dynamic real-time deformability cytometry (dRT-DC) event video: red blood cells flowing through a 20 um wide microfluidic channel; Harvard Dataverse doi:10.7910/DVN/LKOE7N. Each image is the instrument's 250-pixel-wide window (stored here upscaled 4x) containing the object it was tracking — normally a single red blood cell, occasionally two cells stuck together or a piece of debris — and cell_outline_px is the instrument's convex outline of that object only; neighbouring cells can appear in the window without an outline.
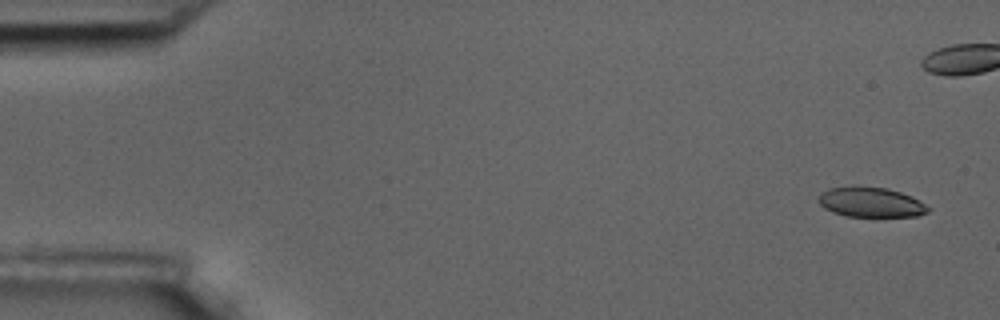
{"species": "common noctule bat (a hibernating species)", "species_latin": "Nyctalus noctula", "temperature_condition": "room temperature", "stored_images_in_passage": 6, "camera_frame_rate_fps": 3000, "um_per_image_px": 0.085, "animal": {"sex": "male", "body_mass_g": 17.5, "forearm_length_mm": 52.3}, "frame": {"image": 1, "passage_image": 1, "time_ms": 0.0, "image_size_px": [1000, 320], "cell_outline_px": [[932, 208], [928, 212], [916, 216], [844, 216], [832, 212], [824, 208], [816, 200], [820, 192], [828, 188], [852, 184], [856, 184], [888, 188], [912, 196], [920, 200]], "centroid_in_image_um": [73.98, 17.15], "position_along_channel_um": 11.0, "area_um2": 19.83}}
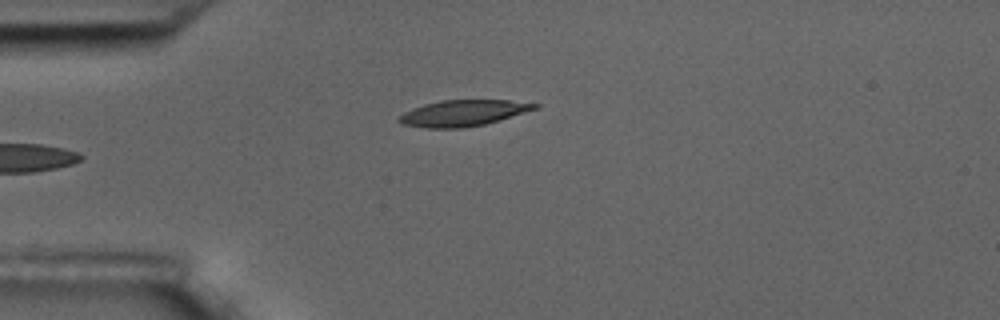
{"frame": {"image": 2, "passage_image": 6, "time_ms": 5.667, "image_size_px": [1000, 320], "cell_outline_px": [[540, 108], [500, 120], [484, 124], [460, 128], [424, 128], [400, 124], [396, 120], [404, 112], [412, 108], [424, 104], [440, 100], [508, 100], [540, 104]], "centroid_in_image_um": [39.35, 9.61], "position_along_channel_um": 45.6, "area_um2": 20.81}}